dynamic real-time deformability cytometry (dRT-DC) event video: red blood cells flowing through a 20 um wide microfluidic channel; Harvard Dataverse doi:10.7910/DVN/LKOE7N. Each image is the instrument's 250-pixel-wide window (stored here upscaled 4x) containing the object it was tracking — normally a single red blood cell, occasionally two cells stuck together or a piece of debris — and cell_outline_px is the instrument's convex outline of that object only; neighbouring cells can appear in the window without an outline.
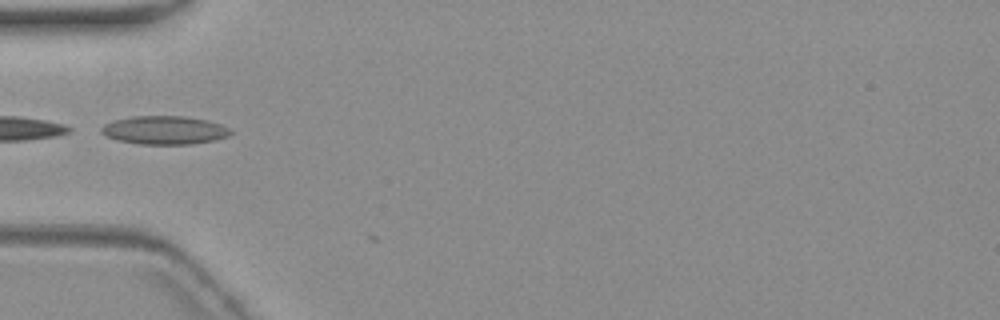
{"species": "common noctule bat (a hibernating species)", "species_latin": "Nyctalus noctula", "temperature_condition": "warm", "stored_images_in_passage": 4, "camera_frame_rate_fps": 3000, "um_per_image_px": 0.085, "animal": {"sex": "female", "body_mass_g": 19.3, "forearm_length_mm": 54.1}, "frame": {"image": 1, "passage_image": 2, "time_ms": 1.333, "image_size_px": [1000, 320], "cell_outline_px": [[232, 132], [228, 136], [216, 140], [192, 144], [140, 144], [116, 140], [104, 136], [100, 132], [100, 128], [104, 124], [112, 120], [132, 116], [184, 116], [208, 120], [220, 124], [228, 128]], "centroid_in_image_um": [13.94, 11.06], "position_along_channel_um": 71.1, "area_um2": 21.62}}
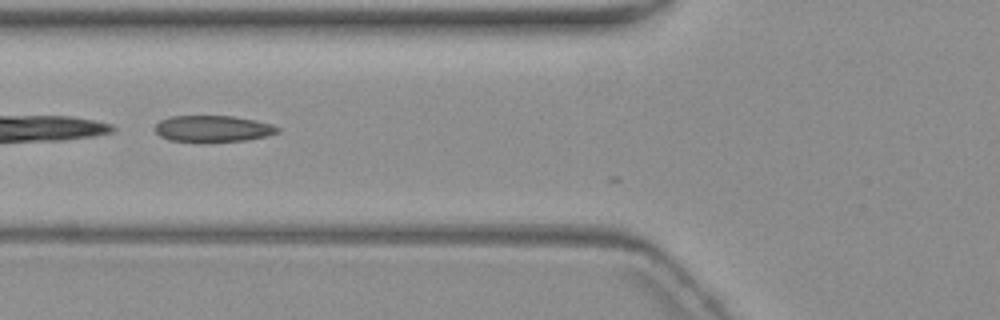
{"frame": {"image": 2, "passage_image": 3, "time_ms": 2.333, "image_size_px": [1000, 320], "cell_outline_px": [[280, 132], [248, 140], [204, 144], [200, 144], [168, 140], [160, 136], [156, 132], [156, 124], [160, 120], [172, 116], [232, 116], [272, 124], [280, 128]], "centroid_in_image_um": [18.07, 10.98], "position_along_channel_um": 107.7, "area_um2": 19.42}}
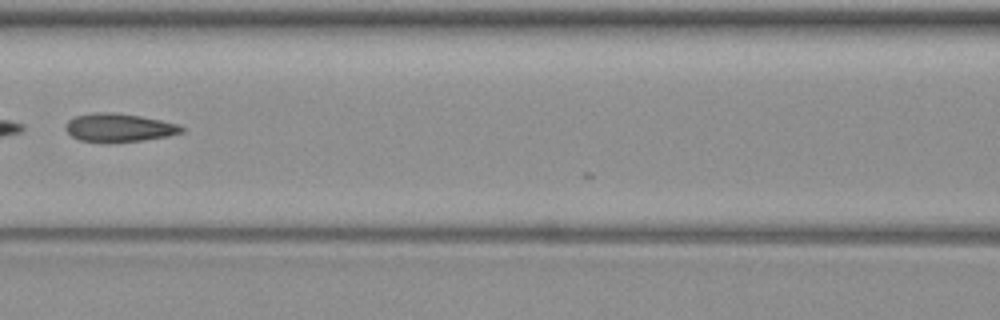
{"frame": {"image": 3, "passage_image": 4, "time_ms": 3.667, "image_size_px": [1000, 320], "cell_outline_px": [[184, 132], [168, 136], [144, 140], [108, 144], [104, 144], [80, 140], [72, 136], [64, 128], [68, 120], [76, 116], [92, 112], [112, 112], [140, 116], [180, 124], [184, 128]], "centroid_in_image_um": [10.11, 10.87], "position_along_channel_um": 156.5, "area_um2": 19.59}}